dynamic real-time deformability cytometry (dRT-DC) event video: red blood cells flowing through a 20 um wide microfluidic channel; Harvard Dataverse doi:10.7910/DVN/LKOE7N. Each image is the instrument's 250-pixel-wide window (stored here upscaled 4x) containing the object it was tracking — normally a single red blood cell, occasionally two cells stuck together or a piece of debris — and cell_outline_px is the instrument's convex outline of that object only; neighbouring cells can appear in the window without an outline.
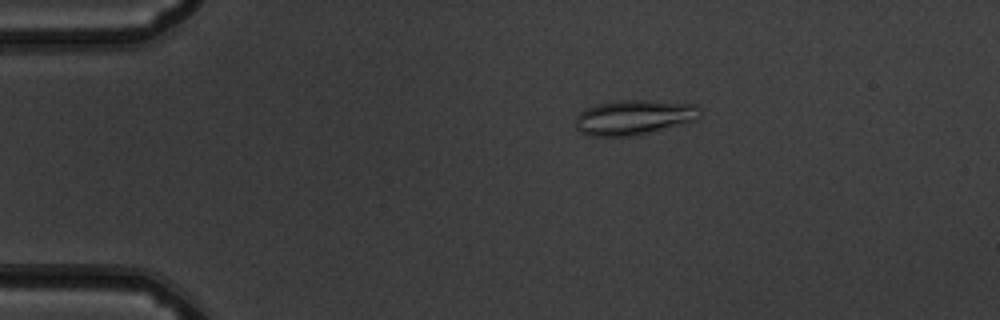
{"species": "common noctule bat (a hibernating species)", "species_latin": "Nyctalus noctula", "temperature_condition": "warm", "stored_images_in_passage": 43, "camera_frame_rate_fps": 3000, "um_per_image_px": 0.085, "animal": {"sex": "male", "body_mass_g": 19.5, "forearm_length_mm": 54.6}, "frame": {"image": 1, "passage_image": 1, "time_ms": 0.0, "image_size_px": [1000, 320], "cell_outline_px": [[700, 116], [696, 120], [632, 136], [592, 136], [580, 132], [576, 128], [576, 116], [580, 112], [596, 104], [620, 100], [644, 100], [696, 104], [700, 108]], "centroid_in_image_um": [53.88, 9.97], "position_along_channel_um": 31.1, "area_um2": 25.09}}
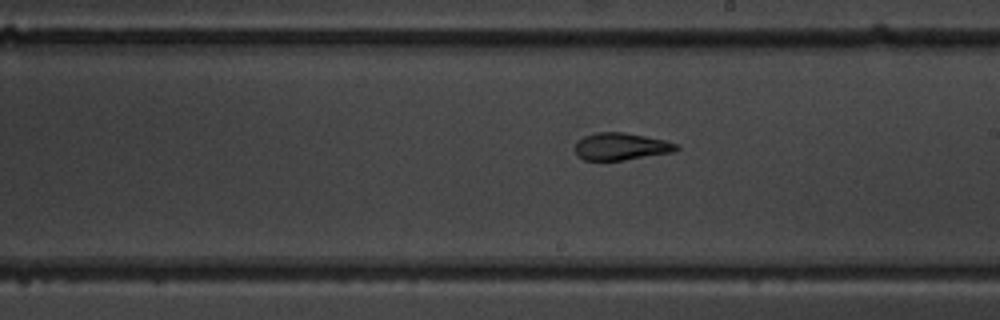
{"frame": {"image": 2, "passage_image": 21, "time_ms": 6.667, "image_size_px": [1000, 320], "cell_outline_px": [[680, 148], [672, 152], [624, 160], [584, 160], [576, 152], [576, 140], [584, 136], [596, 132], [624, 132], [664, 140], [680, 144]], "centroid_in_image_um": [52.8, 12.44], "position_along_channel_um": 236.2, "area_um2": 16.01}}
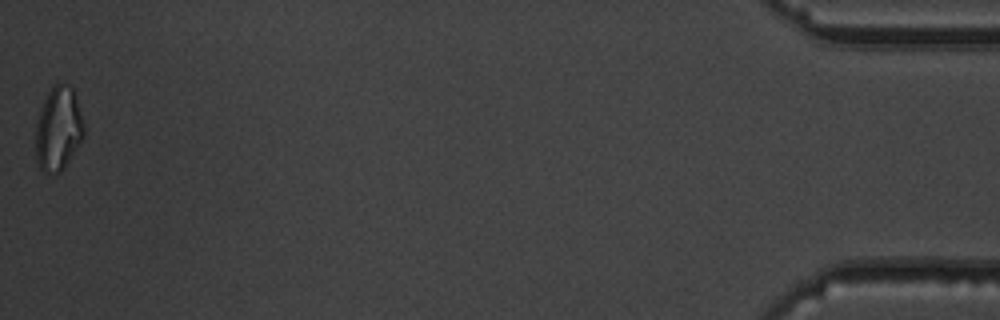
{"frame": {"image": 3, "passage_image": 43, "time_ms": 14.0, "image_size_px": [1000, 320], "cell_outline_px": [[84, 136], [64, 168], [60, 172], [44, 172], [40, 168], [36, 160], [36, 124], [44, 100], [48, 92], [56, 84], [68, 84], [72, 88], [76, 96], [84, 124]], "centroid_in_image_um": [4.97, 10.95], "position_along_channel_um": 430.2, "area_um2": 23.29}, "authors_computed_cell_mechanics": {"area_um2": 16.9932, "velocity_mm_per_s": 3.8954, "shape_relaxation_time_tau1_ms": null, "shape_relaxation_time_tau2_ms": 2.118, "deformation_change_tau1": null, "deformation_change_tau2": 0.0851}}